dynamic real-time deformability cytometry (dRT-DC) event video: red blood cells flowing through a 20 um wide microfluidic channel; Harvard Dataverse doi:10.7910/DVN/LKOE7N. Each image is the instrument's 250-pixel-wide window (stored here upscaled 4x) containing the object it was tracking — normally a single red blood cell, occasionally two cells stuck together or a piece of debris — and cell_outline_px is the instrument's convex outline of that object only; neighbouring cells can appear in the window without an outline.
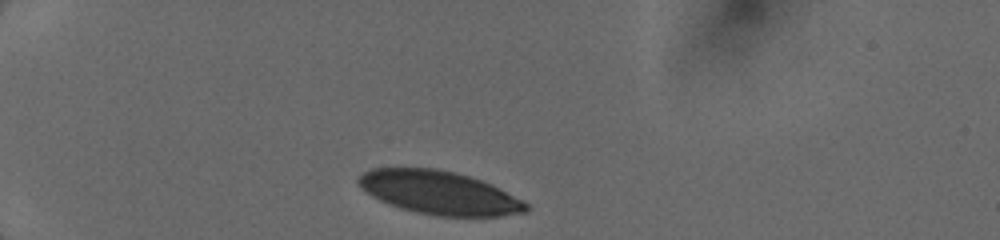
{"species": "human", "species_latin": "Homo sapiens", "temperature_condition": "cold", "stored_images_in_passage": 9, "camera_frame_rate_fps": 3000, "um_per_image_px": 0.085, "donor": {"sex": "female"}, "frame": {"image": 1, "passage_image": 1, "time_ms": 0.0, "image_size_px": [1000, 240], "cell_outline_px": [[528, 212], [500, 216], [436, 216], [416, 212], [400, 208], [388, 204], [372, 196], [360, 188], [356, 180], [364, 172], [372, 168], [436, 168], [468, 176], [492, 184], [524, 200], [528, 204]], "centroid_in_image_um": [37.34, 16.38], "position_along_channel_um": 47.7, "area_um2": 42.43}}
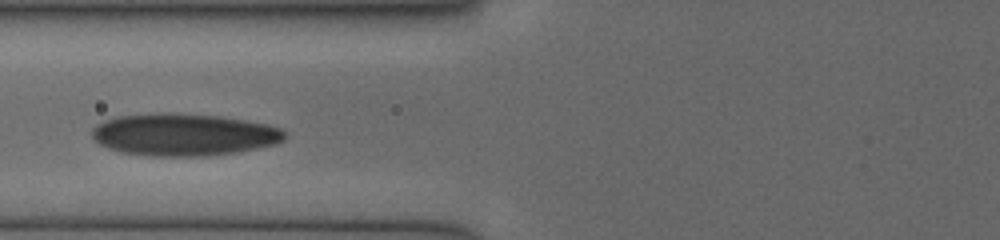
{"frame": {"image": 2, "passage_image": 6, "time_ms": 2.667, "image_size_px": [1000, 240], "cell_outline_px": [[288, 136], [284, 140], [276, 144], [236, 152], [208, 156], [148, 156], [120, 152], [108, 148], [100, 144], [92, 136], [92, 128], [96, 124], [104, 120], [116, 116], [156, 112], [172, 112], [216, 116], [248, 120], [268, 124], [280, 128]], "centroid_in_image_um": [15.61, 11.43], "position_along_channel_um": 110.2, "area_um2": 47.92}}
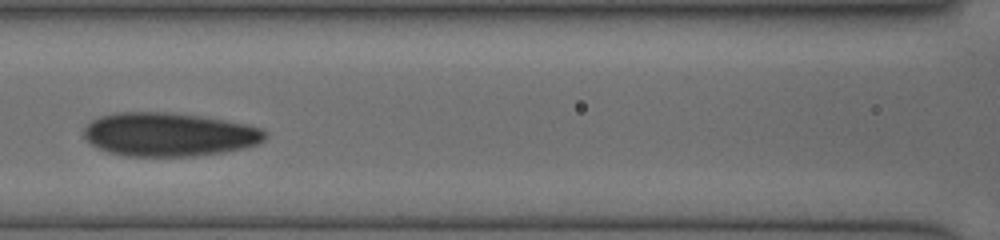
{"frame": {"image": 3, "passage_image": 8, "time_ms": 3.667, "image_size_px": [1000, 240], "cell_outline_px": [[268, 136], [264, 140], [256, 144], [244, 148], [224, 152], [196, 156], [124, 156], [108, 152], [96, 148], [84, 140], [84, 128], [92, 120], [100, 116], [116, 112], [164, 112], [196, 116], [224, 120], [244, 124], [260, 128], [268, 132]], "centroid_in_image_um": [14.33, 11.44], "position_along_channel_um": 152.3, "area_um2": 46.18}}